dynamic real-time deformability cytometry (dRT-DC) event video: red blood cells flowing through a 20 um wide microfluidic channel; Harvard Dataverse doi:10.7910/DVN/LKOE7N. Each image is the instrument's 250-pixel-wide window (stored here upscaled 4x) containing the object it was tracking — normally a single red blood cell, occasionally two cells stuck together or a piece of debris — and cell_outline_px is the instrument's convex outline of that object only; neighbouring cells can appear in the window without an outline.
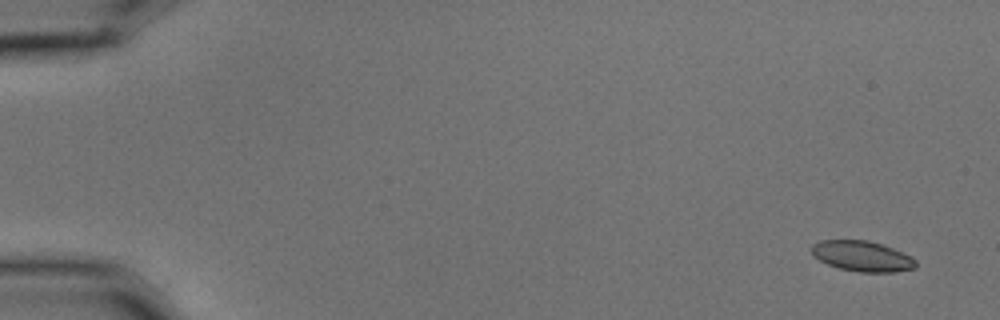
{"species": "common noctule bat (a hibernating species)", "species_latin": "Nyctalus noctula", "temperature_condition": "cold", "stored_images_in_passage": 5, "camera_frame_rate_fps": 3000, "um_per_image_px": 0.085, "animal": {"sex": "male", "body_mass_g": 15.6}, "frame": {"image": 1, "passage_image": 1, "time_ms": 0.0, "image_size_px": [1000, 320], "cell_outline_px": [[916, 268], [896, 272], [860, 272], [840, 268], [828, 264], [812, 256], [808, 248], [812, 244], [820, 240], [868, 240], [904, 252], [912, 256], [916, 260]], "centroid_in_image_um": [73.26, 21.77], "position_along_channel_um": 11.7, "area_um2": 18.73}}
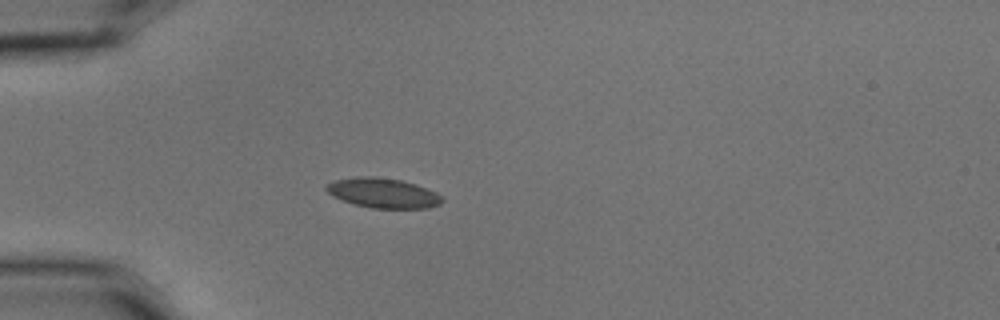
{"frame": {"image": 2, "passage_image": 4, "time_ms": 1.0, "image_size_px": [1000, 320], "cell_outline_px": [[444, 200], [440, 204], [428, 208], [372, 208], [356, 204], [332, 196], [324, 188], [328, 184], [336, 180], [360, 176], [376, 176], [400, 180], [416, 184], [436, 192], [444, 196]], "centroid_in_image_um": [32.61, 16.4], "position_along_channel_um": 52.4, "area_um2": 20.06}}